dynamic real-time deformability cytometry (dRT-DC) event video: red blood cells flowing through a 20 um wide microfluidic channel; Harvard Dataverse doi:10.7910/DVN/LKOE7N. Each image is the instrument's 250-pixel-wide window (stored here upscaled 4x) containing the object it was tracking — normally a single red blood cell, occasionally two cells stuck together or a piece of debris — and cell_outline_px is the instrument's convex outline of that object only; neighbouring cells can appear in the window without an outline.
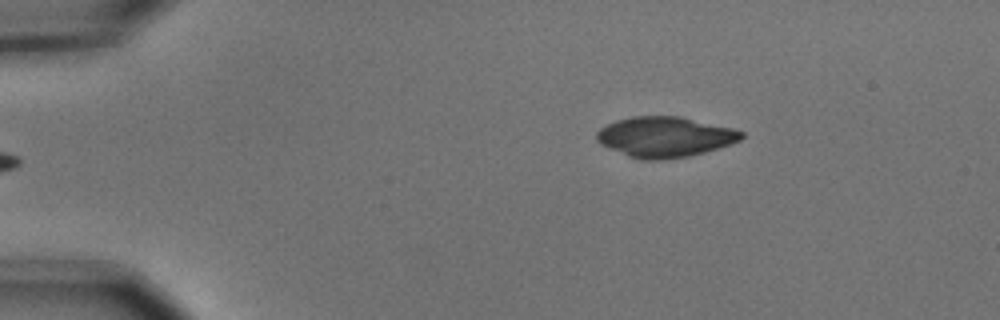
{"species": "common noctule bat (a hibernating species)", "species_latin": "Nyctalus noctula", "temperature_condition": "cold", "stored_images_in_passage": 5, "camera_frame_rate_fps": 3000, "um_per_image_px": 0.085, "animal": {"sex": "male", "body_mass_g": 15.6}, "frame": {"image": 1, "passage_image": 5, "time_ms": 1.333, "image_size_px": [1000, 320], "cell_outline_px": [[744, 136], [740, 140], [732, 144], [704, 152], [688, 156], [660, 160], [640, 160], [628, 156], [600, 144], [596, 140], [596, 132], [600, 128], [616, 120], [632, 116], [680, 116], [732, 128], [744, 132]], "centroid_in_image_um": [56.5, 11.64], "position_along_channel_um": 28.5, "area_um2": 34.1}}